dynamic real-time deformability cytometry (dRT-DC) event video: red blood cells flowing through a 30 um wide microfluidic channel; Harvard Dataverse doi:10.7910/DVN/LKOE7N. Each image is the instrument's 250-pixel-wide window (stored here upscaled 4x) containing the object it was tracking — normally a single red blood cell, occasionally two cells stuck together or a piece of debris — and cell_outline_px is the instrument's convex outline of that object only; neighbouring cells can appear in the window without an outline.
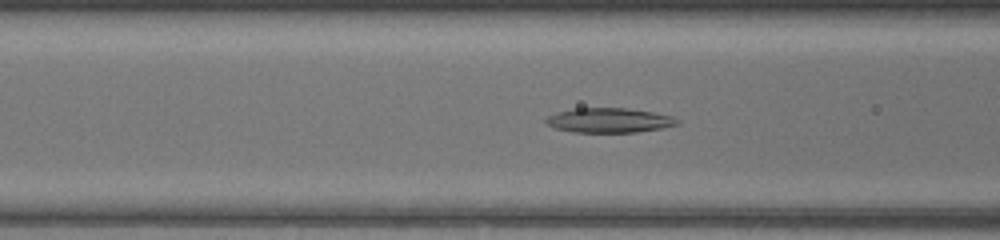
{"species": "common noctule bat (a hibernating species)", "species_latin": "Nyctalus noctula", "temperature_condition": "warm", "stored_images_in_passage": 33, "camera_frame_rate_fps": 3000, "um_per_image_px": 0.085, "animal": {"sex": "female", "body_mass_g": 17.0, "forearm_length_mm": 48.0}, "frame": {"image": 1, "passage_image": 4, "time_ms": 1.0, "image_size_px": [1000, 240], "cell_outline_px": [[680, 124], [660, 128], [636, 132], [572, 132], [556, 128], [548, 124], [544, 120], [548, 116], [556, 112], [576, 108], [628, 108], [652, 112], [672, 116], [680, 120]], "centroid_in_image_um": [51.79, 10.22], "position_along_channel_um": 114.8, "area_um2": 18.79}}
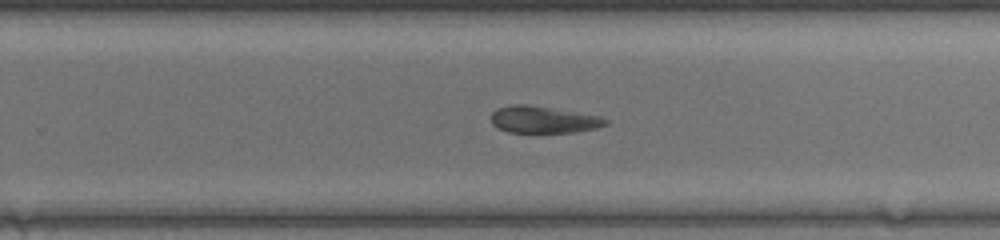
{"frame": {"image": 2, "passage_image": 16, "time_ms": 5.0, "image_size_px": [1000, 240], "cell_outline_px": [[608, 124], [596, 128], [576, 132], [508, 132], [496, 128], [492, 124], [492, 112], [496, 108], [512, 104], [528, 104], [600, 116], [608, 120]], "centroid_in_image_um": [46.16, 10.16], "position_along_channel_um": 283.6, "area_um2": 17.98}}
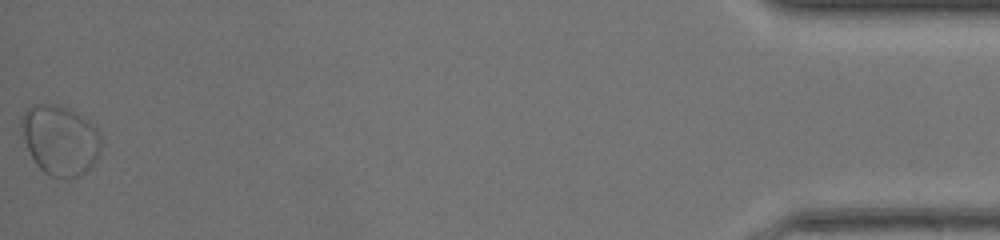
{"frame": {"image": 3, "passage_image": 33, "time_ms": 10.667, "image_size_px": [1000, 240], "cell_outline_px": [[100, 148], [92, 164], [80, 176], [52, 176], [44, 172], [36, 164], [28, 148], [20, 124], [20, 116], [32, 104], [56, 104], [68, 108], [76, 112], [88, 120], [96, 128], [100, 136]], "centroid_in_image_um": [5.08, 11.85], "position_along_channel_um": 430.1, "area_um2": 31.85}}